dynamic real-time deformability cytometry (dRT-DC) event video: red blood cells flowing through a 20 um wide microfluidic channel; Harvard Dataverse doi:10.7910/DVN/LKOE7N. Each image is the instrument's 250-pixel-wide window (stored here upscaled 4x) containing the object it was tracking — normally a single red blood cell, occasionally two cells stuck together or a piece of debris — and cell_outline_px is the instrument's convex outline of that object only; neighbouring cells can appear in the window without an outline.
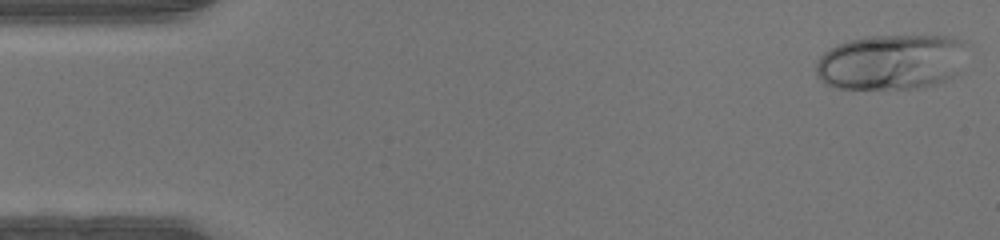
{"species": "human", "species_latin": "Homo sapiens", "temperature_condition": "warm", "stored_images_in_passage": 46, "camera_frame_rate_fps": 3000, "um_per_image_px": 0.085, "donor": {"sex": "male"}, "frame": {"image": 1, "passage_image": 1, "time_ms": 0.0, "image_size_px": [1000, 240], "cell_outline_px": [[972, 44], [956, 72], [952, 76], [936, 84], [924, 88], [836, 88], [824, 84], [816, 76], [816, 60], [824, 52], [836, 44], [848, 40], [868, 36], [952, 36], [968, 40]], "centroid_in_image_um": [75.79, 5.25], "position_along_channel_um": 9.2, "area_um2": 49.59}}
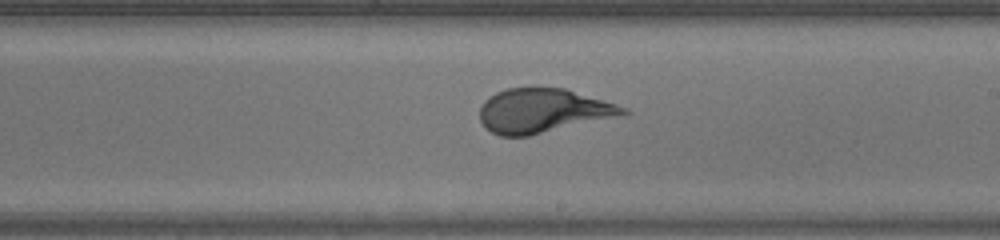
{"frame": {"image": 2, "passage_image": 26, "time_ms": 8.333, "image_size_px": [1000, 240], "cell_outline_px": [[632, 112], [624, 116], [528, 136], [500, 136], [484, 128], [480, 120], [480, 108], [484, 100], [488, 96], [496, 92], [508, 88], [536, 84], [564, 88], [616, 104], [628, 108]], "centroid_in_image_um": [46.16, 9.38], "position_along_channel_um": 242.8, "area_um2": 38.03}}
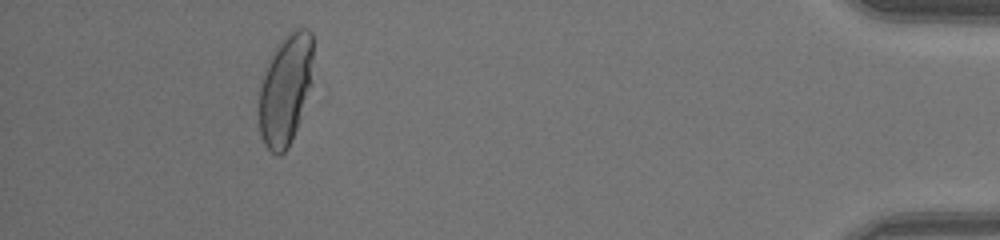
{"frame": {"image": 3, "passage_image": 42, "time_ms": 13.667, "image_size_px": [1000, 240], "cell_outline_px": [[312, 84], [296, 128], [288, 148], [280, 156], [276, 156], [264, 144], [260, 136], [260, 88], [264, 72], [268, 60], [272, 52], [284, 36], [292, 28], [308, 28], [312, 32]], "centroid_in_image_um": [24.27, 7.57], "position_along_channel_um": 410.9, "area_um2": 34.97}}